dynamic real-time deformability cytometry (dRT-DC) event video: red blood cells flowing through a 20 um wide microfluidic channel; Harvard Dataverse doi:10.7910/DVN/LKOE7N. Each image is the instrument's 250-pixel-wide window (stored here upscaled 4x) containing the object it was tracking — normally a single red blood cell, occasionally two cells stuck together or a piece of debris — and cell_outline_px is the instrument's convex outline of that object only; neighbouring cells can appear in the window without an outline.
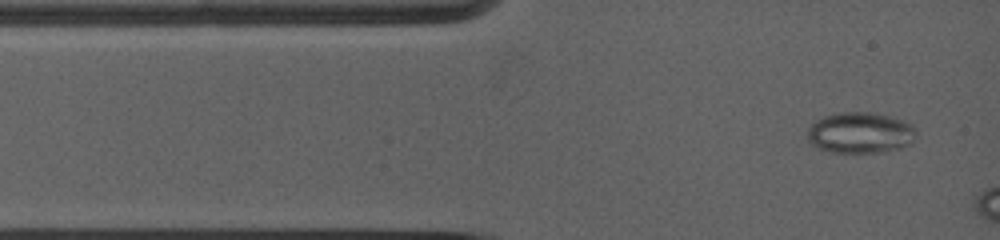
{"species": "common noctule bat (a hibernating species)", "species_latin": "Nyctalus noctula", "temperature_condition": "warm", "stored_images_in_passage": 25, "camera_frame_rate_fps": 5000, "um_per_image_px": 0.085, "animal": {"sex": "female", "body_mass_g": 19.0, "forearm_length_mm": 53.3}, "frame": {"image": 1, "passage_image": 1, "time_ms": 0.0, "image_size_px": [1000, 240], "cell_outline_px": [[916, 136], [912, 144], [900, 148], [880, 152], [832, 152], [820, 148], [812, 144], [808, 140], [808, 128], [816, 120], [824, 116], [840, 112], [872, 112], [904, 120], [912, 124], [916, 128]], "centroid_in_image_um": [73.17, 11.28], "position_along_channel_um": 11.8, "area_um2": 26.07}}
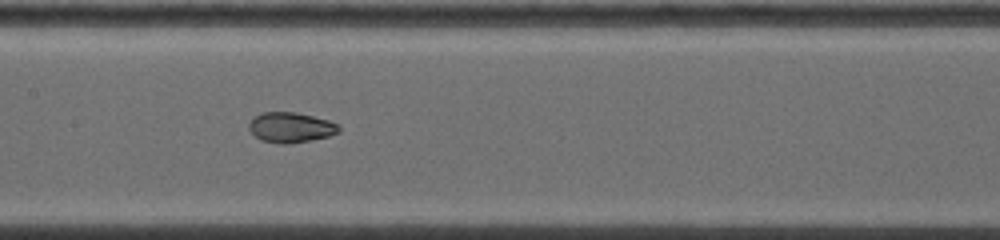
{"frame": {"image": 2, "passage_image": 15, "time_ms": 5.2, "image_size_px": [1000, 240], "cell_outline_px": [[340, 132], [328, 136], [288, 144], [280, 144], [260, 140], [248, 128], [248, 124], [260, 112], [296, 112], [328, 120], [336, 124], [340, 128]], "centroid_in_image_um": [24.69, 10.83], "position_along_channel_um": 182.7, "area_um2": 15.66}}
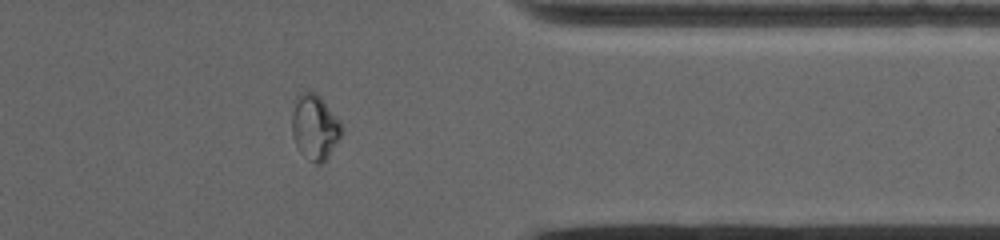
{"frame": {"image": 3, "passage_image": 24, "time_ms": 10.6, "image_size_px": [1000, 240], "cell_outline_px": [[344, 132], [328, 156], [320, 164], [316, 164], [308, 160], [300, 152], [296, 144], [292, 132], [292, 112], [296, 96], [304, 92], [316, 92], [320, 96], [340, 120], [344, 128]], "centroid_in_image_um": [26.77, 10.8], "position_along_channel_um": 384.6, "area_um2": 18.96}}